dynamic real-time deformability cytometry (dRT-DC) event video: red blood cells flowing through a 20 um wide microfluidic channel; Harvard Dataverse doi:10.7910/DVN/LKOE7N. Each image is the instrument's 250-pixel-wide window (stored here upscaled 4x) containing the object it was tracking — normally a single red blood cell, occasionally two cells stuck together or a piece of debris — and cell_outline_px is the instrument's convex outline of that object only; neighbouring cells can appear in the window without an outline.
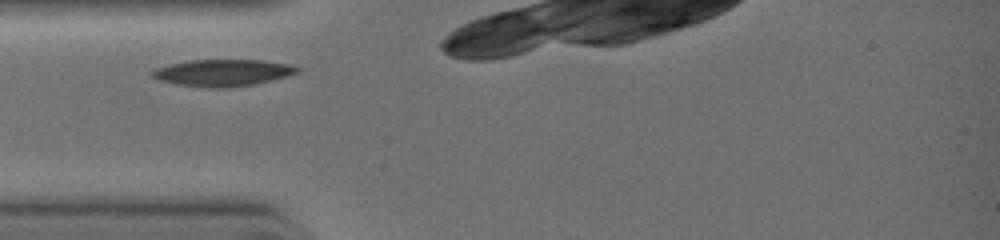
{"species": "common noctule bat (a hibernating species)", "species_latin": "Nyctalus noctula", "temperature_condition": "warm", "stored_images_in_passage": 17, "camera_frame_rate_fps": 3000, "um_per_image_px": 0.085, "animal": {"sex": "female", "body_mass_g": 19.0, "forearm_length_mm": 51.5}, "frame": {"image": 1, "passage_image": 1, "time_ms": 0.0, "image_size_px": [1000, 240], "cell_outline_px": [[300, 72], [288, 76], [272, 80], [252, 84], [228, 88], [204, 88], [176, 84], [160, 80], [152, 76], [152, 72], [156, 68], [168, 64], [188, 60], [264, 60], [292, 64], [300, 68]], "centroid_in_image_um": [18.97, 6.18], "position_along_channel_um": 66.0, "area_um2": 22.83}}
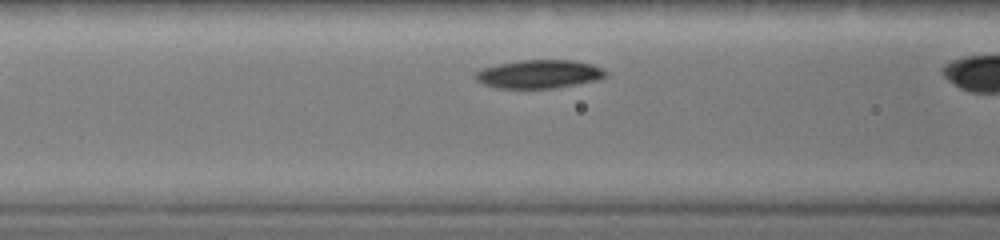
{"frame": {"image": 2, "passage_image": 7, "time_ms": 1.0, "image_size_px": [1000, 240], "cell_outline_px": [[608, 76], [600, 80], [556, 88], [496, 88], [484, 84], [476, 80], [472, 76], [476, 72], [484, 68], [496, 64], [520, 60], [572, 60], [592, 64], [608, 72]], "centroid_in_image_um": [45.84, 6.3], "position_along_channel_um": 120.8, "area_um2": 21.79}}